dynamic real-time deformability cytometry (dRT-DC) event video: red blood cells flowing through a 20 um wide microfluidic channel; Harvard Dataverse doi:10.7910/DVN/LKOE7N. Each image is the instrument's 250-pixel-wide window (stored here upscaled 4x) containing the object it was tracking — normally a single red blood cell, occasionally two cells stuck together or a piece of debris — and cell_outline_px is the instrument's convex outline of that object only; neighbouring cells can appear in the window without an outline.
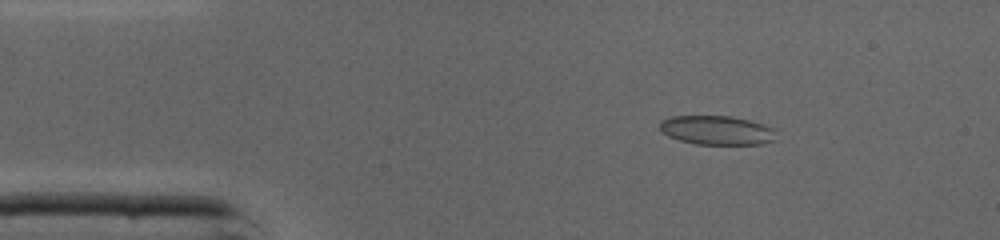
{"species": "common noctule bat (a hibernating species)", "species_latin": "Nyctalus noctula", "temperature_condition": "cold", "stored_images_in_passage": 42, "camera_frame_rate_fps": 3000, "um_per_image_px": 0.085, "animal": {"sex": "male", "body_mass_g": 19.0, "forearm_length_mm": 50.8}, "frame": {"image": 1, "passage_image": 3, "time_ms": 0.667, "image_size_px": [1000, 240], "cell_outline_px": [[776, 140], [760, 144], [696, 144], [680, 140], [668, 136], [660, 132], [660, 120], [672, 116], [732, 116], [748, 120], [772, 128]], "centroid_in_image_um": [60.87, 11.07], "position_along_channel_um": 24.1, "area_um2": 19.59}}
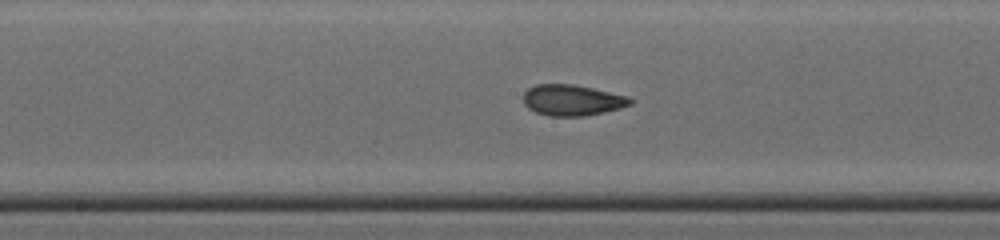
{"frame": {"image": 2, "passage_image": 19, "time_ms": 6.0, "image_size_px": [1000, 240], "cell_outline_px": [[632, 104], [620, 108], [604, 112], [584, 116], [548, 116], [536, 112], [528, 108], [524, 104], [524, 92], [528, 88], [536, 84], [572, 84], [592, 88], [628, 96], [632, 100]], "centroid_in_image_um": [48.62, 8.51], "position_along_channel_um": 199.6, "area_um2": 19.25}}
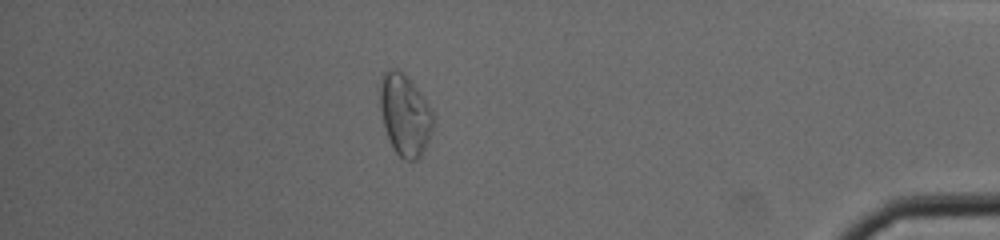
{"frame": {"image": 3, "passage_image": 36, "time_ms": 11.667, "image_size_px": [1000, 240], "cell_outline_px": [[432, 132], [420, 156], [416, 160], [404, 160], [392, 148], [388, 140], [380, 108], [380, 80], [384, 72], [392, 68], [396, 68], [416, 88], [432, 108]], "centroid_in_image_um": [34.4, 9.79], "position_along_channel_um": 400.8, "area_um2": 24.8}, "authors_computed_cell_mechanics": {"area_um2": 19.7098, "velocity_mm_per_s": 4.3589, "shape_relaxation_time_tau1_ms": 3.5937, "shape_relaxation_time_tau2_ms": 1.883, "deformation_change_tau1": 0.1131, "deformation_change_tau2": 0.072}}